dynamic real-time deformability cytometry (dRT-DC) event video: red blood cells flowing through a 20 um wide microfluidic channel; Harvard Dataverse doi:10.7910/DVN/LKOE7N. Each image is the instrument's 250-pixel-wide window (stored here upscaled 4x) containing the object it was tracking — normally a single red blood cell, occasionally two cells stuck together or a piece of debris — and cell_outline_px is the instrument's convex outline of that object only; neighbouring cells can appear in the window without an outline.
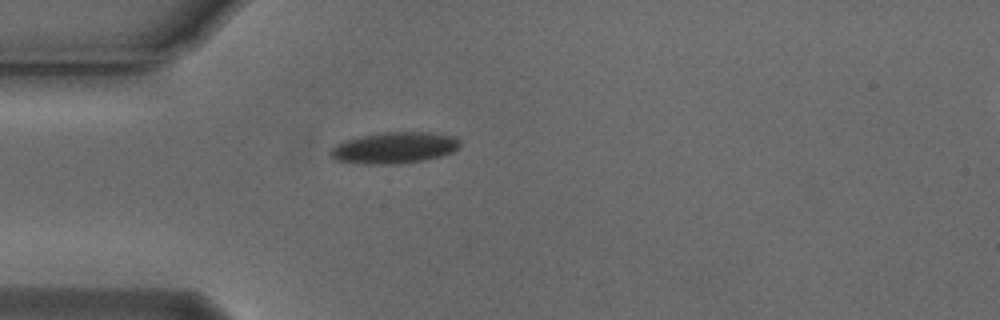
{"species": "Egyptian fruit bat (a non-hibernating species)", "species_latin": "Rousettus aegyptiacus", "temperature_condition": "cold", "stored_images_in_passage": 1, "camera_frame_rate_fps": 3000, "um_per_image_px": 0.085, "animal": {"sex": "male"}, "frame": {"image": 1, "passage_image": 1, "time_ms": 0.0, "image_size_px": [1000, 320], "cell_outline_px": [[460, 144], [452, 152], [440, 156], [424, 160], [400, 164], [364, 164], [336, 160], [328, 152], [336, 144], [344, 140], [360, 136], [384, 132], [436, 132], [456, 136], [460, 140]], "centroid_in_image_um": [33.53, 12.55], "position_along_channel_um": 51.5, "area_um2": 23.81}}